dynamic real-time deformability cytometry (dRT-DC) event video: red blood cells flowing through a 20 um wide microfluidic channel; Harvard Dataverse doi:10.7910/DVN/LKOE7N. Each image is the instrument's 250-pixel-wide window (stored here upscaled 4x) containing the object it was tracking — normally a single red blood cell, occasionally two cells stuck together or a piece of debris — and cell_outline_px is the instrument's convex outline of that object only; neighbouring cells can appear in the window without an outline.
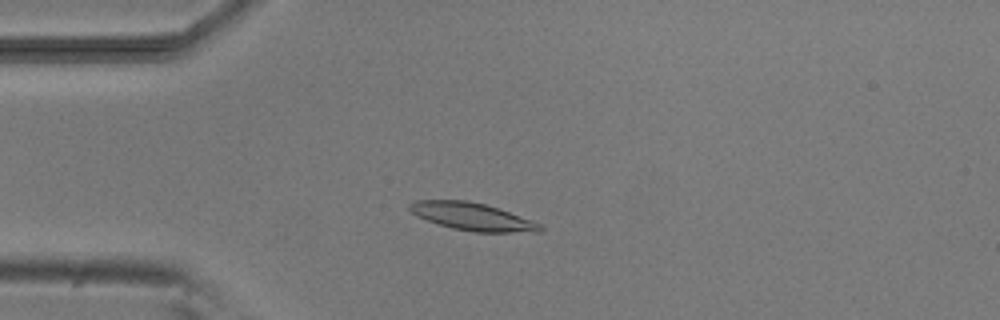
{"species": "common noctule bat (a hibernating species)", "species_latin": "Nyctalus noctula", "temperature_condition": "room temperature", "stored_images_in_passage": 7, "camera_frame_rate_fps": 3000, "um_per_image_px": 0.085, "animal": {"sex": "male", "body_mass_g": 20.5, "forearm_length_mm": 52.5}, "frame": {"image": 1, "passage_image": 3, "time_ms": 2.333, "image_size_px": [1000, 320], "cell_outline_px": [[544, 228], [540, 232], [472, 232], [452, 228], [428, 220], [412, 212], [408, 208], [408, 204], [416, 200], [468, 200], [484, 204], [532, 220], [540, 224]], "centroid_in_image_um": [40.16, 18.41], "position_along_channel_um": 44.8, "area_um2": 20.69}}
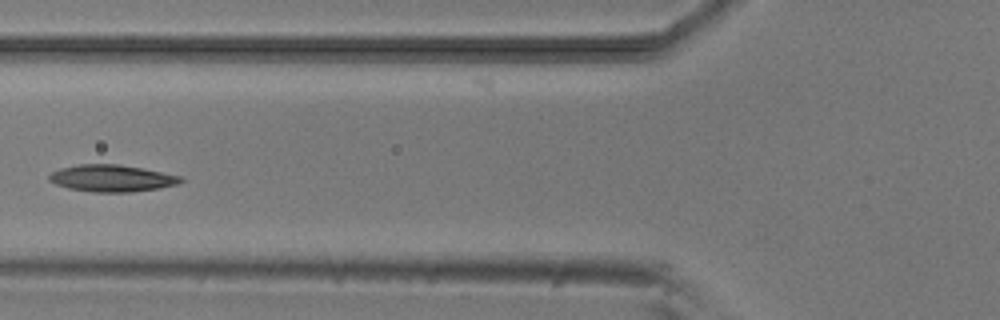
{"frame": {"image": 2, "passage_image": 5, "time_ms": 4.667, "image_size_px": [1000, 320], "cell_outline_px": [[184, 180], [176, 184], [160, 188], [132, 192], [92, 192], [68, 188], [56, 184], [48, 180], [48, 176], [52, 172], [60, 168], [80, 164], [116, 164], [140, 168], [180, 176]], "centroid_in_image_um": [9.46, 15.16], "position_along_channel_um": 116.3, "area_um2": 20.4}}
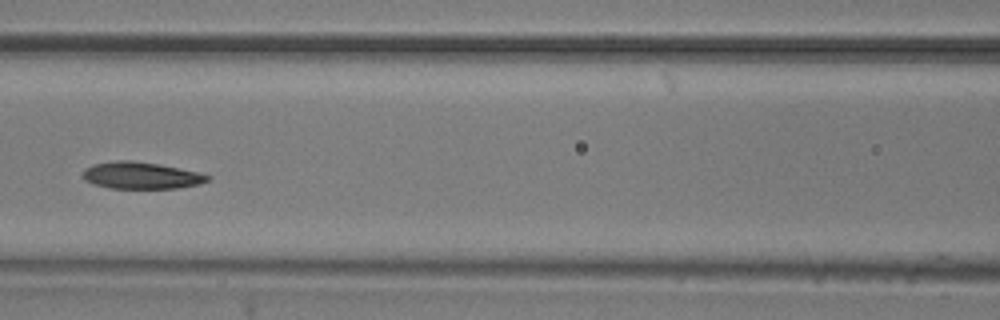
{"frame": {"image": 3, "passage_image": 6, "time_ms": 5.667, "image_size_px": [1000, 320], "cell_outline_px": [[212, 176], [208, 180], [200, 184], [180, 188], [108, 188], [92, 184], [84, 180], [84, 168], [92, 164], [116, 160], [132, 160], [156, 164], [196, 172]], "centroid_in_image_um": [11.95, 14.92], "position_along_channel_um": 154.7, "area_um2": 19.42}}